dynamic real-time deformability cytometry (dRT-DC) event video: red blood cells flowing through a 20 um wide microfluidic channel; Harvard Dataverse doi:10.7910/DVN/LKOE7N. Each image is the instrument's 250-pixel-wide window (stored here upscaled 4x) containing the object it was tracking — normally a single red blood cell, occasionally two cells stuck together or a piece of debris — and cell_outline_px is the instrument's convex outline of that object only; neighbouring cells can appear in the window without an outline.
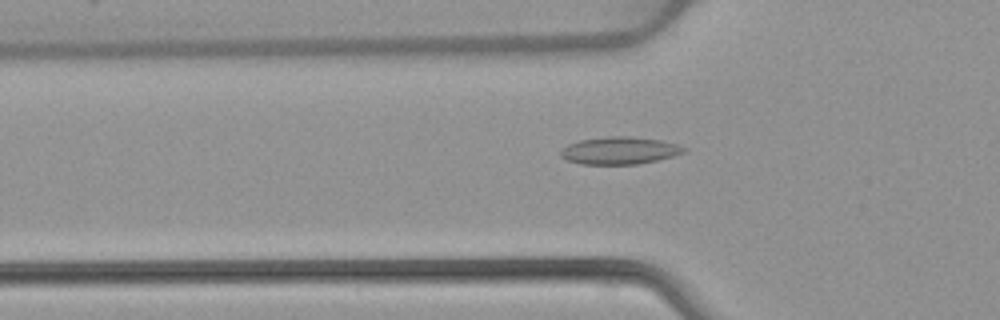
{"species": "common noctule bat (a hibernating species)", "species_latin": "Nyctalus noctula", "temperature_condition": "warm", "stored_images_in_passage": 52, "camera_frame_rate_fps": 3000, "um_per_image_px": 0.085, "animal": {"sex": "female", "body_mass_g": 22.7, "forearm_length_mm": 54.2}, "frame": {"image": 1, "passage_image": 17, "time_ms": 5.333, "image_size_px": [1000, 320], "cell_outline_px": [[688, 148], [684, 152], [672, 156], [640, 164], [580, 164], [568, 160], [560, 156], [560, 152], [568, 144], [580, 140], [608, 136], [628, 136], [660, 140], [676, 144]], "centroid_in_image_um": [52.66, 12.79], "position_along_channel_um": 73.1, "area_um2": 19.54}}
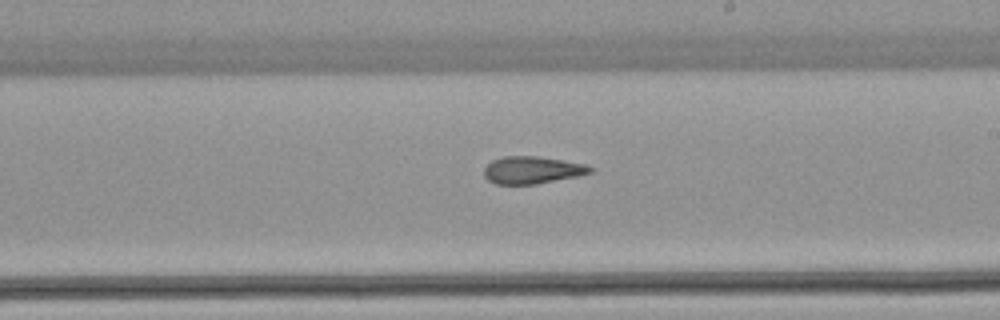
{"frame": {"image": 2, "passage_image": 30, "time_ms": 9.667, "image_size_px": [1000, 320], "cell_outline_px": [[592, 172], [580, 176], [536, 184], [496, 184], [488, 180], [484, 176], [484, 168], [492, 160], [504, 156], [536, 156], [588, 164], [592, 168]], "centroid_in_image_um": [45.25, 14.45], "position_along_channel_um": 243.7, "area_um2": 16.99}}
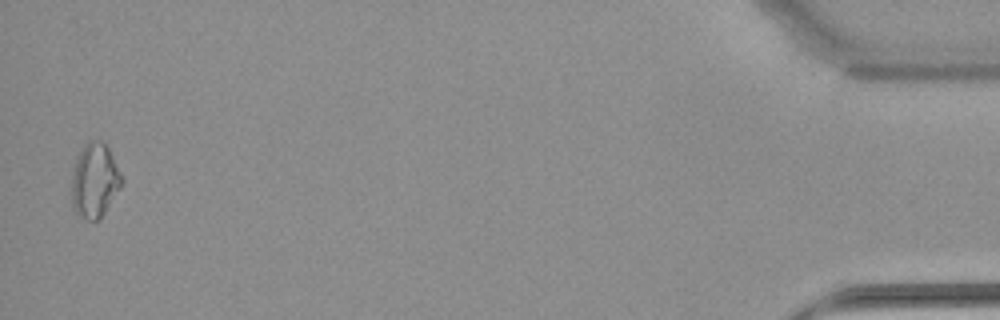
{"frame": {"image": 3, "passage_image": 51, "time_ms": 16.667, "image_size_px": [1000, 320], "cell_outline_px": [[124, 180], [120, 188], [100, 220], [88, 220], [80, 216], [72, 208], [72, 176], [76, 156], [80, 148], [88, 140], [104, 140], [124, 176]], "centroid_in_image_um": [8.06, 15.31], "position_along_channel_um": 427.1, "area_um2": 22.2}, "authors_computed_cell_mechanics": {"area_um2": 18.1781, "velocity_mm_per_s": 3.9288, "shape_relaxation_time_tau1_ms": null, "shape_relaxation_time_tau2_ms": 4.1617, "deformation_change_tau1": null, "deformation_change_tau2": 0.1225}}